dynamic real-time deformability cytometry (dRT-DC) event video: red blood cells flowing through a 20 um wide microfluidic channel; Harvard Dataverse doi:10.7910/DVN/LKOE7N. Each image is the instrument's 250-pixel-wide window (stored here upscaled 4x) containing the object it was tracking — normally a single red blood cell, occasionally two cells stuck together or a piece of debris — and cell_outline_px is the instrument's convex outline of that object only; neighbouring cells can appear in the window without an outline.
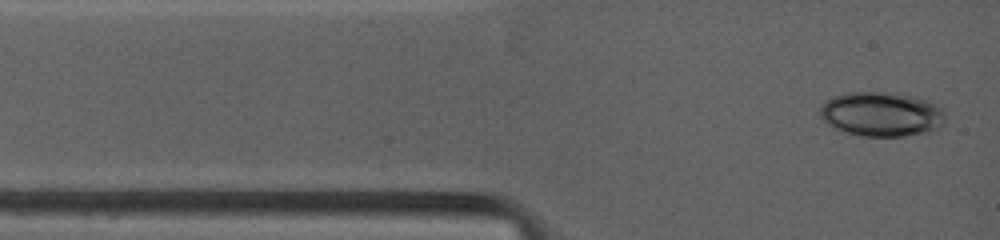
{"species": "common noctule bat (a hibernating species)", "species_latin": "Nyctalus noctula", "temperature_condition": "warm", "stored_images_in_passage": 36, "camera_frame_rate_fps": 4500, "um_per_image_px": 0.085, "animal": {"sex": "female", "body_mass_g": 19.0, "forearm_length_mm": 53.3}, "frame": {"image": 1, "passage_image": 1, "time_ms": 0.0, "image_size_px": [1000, 240], "cell_outline_px": [[944, 116], [940, 128], [936, 132], [904, 136], [860, 136], [836, 128], [828, 124], [820, 116], [820, 108], [828, 100], [844, 92], [880, 92], [916, 96], [928, 100], [944, 108]], "centroid_in_image_um": [74.99, 9.71], "position_along_channel_um": 10.0, "area_um2": 32.6}}
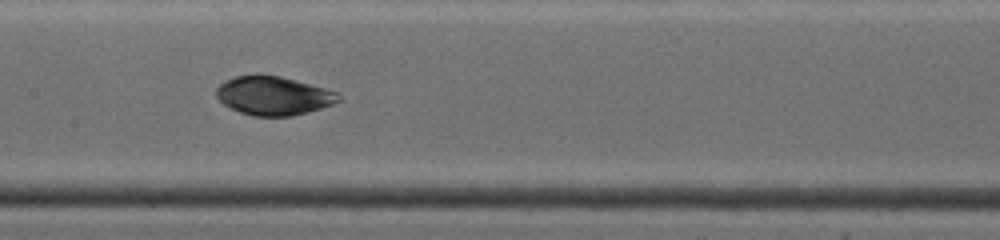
{"frame": {"image": 2, "passage_image": 16, "time_ms": 5.333, "image_size_px": [1000, 240], "cell_outline_px": [[340, 100], [332, 104], [308, 112], [292, 116], [252, 116], [240, 112], [224, 104], [216, 96], [216, 88], [224, 80], [236, 76], [280, 76], [340, 92]], "centroid_in_image_um": [23.26, 8.15], "position_along_channel_um": 184.1, "area_um2": 27.28}}
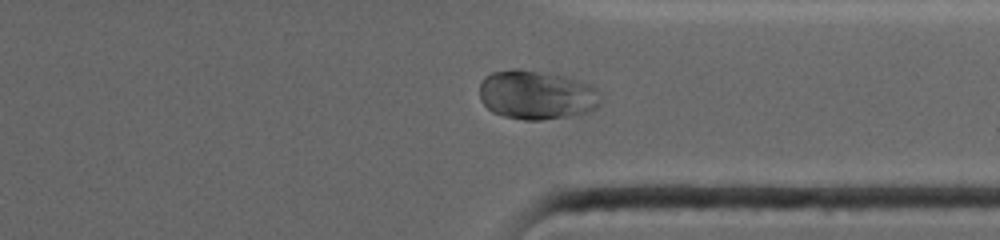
{"frame": {"image": 3, "passage_image": 29, "time_ms": 10.0, "image_size_px": [1000, 240], "cell_outline_px": [[600, 104], [596, 108], [588, 112], [568, 116], [540, 120], [524, 120], [504, 116], [492, 112], [480, 100], [480, 84], [484, 76], [492, 72], [512, 68], [516, 68], [564, 76], [580, 80], [596, 88], [600, 92]], "centroid_in_image_um": [45.6, 8.06], "position_along_channel_um": 365.8, "area_um2": 34.8}}